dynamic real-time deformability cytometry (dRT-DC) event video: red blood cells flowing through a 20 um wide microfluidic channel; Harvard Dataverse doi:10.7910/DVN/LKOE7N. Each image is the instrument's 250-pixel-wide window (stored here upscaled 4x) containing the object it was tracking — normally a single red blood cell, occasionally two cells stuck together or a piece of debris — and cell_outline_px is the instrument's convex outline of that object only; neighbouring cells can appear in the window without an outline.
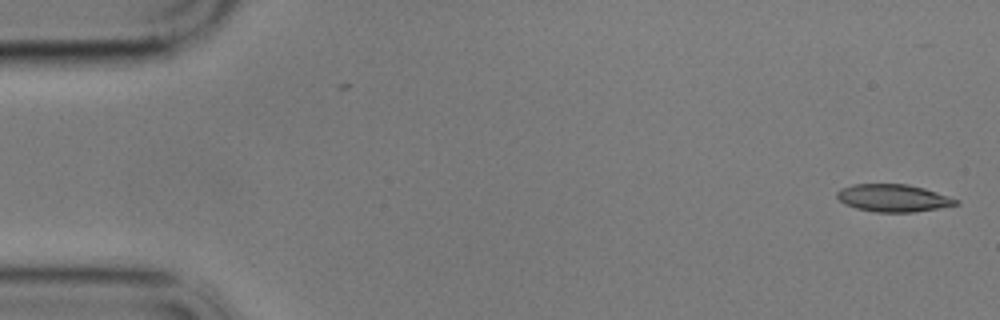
{"species": "common noctule bat (a hibernating species)", "species_latin": "Nyctalus noctula", "temperature_condition": "cold", "stored_images_in_passage": 9, "camera_frame_rate_fps": 3000, "um_per_image_px": 0.085, "animal": {"sex": "male", "body_mass_g": 17.9}, "frame": {"image": 1, "passage_image": 1, "time_ms": 0.0, "image_size_px": [1000, 320], "cell_outline_px": [[960, 204], [912, 212], [876, 212], [856, 208], [844, 204], [836, 196], [836, 192], [840, 188], [852, 184], [908, 184], [924, 188], [960, 200]], "centroid_in_image_um": [75.9, 16.82], "position_along_channel_um": 9.1, "area_um2": 19.02}}